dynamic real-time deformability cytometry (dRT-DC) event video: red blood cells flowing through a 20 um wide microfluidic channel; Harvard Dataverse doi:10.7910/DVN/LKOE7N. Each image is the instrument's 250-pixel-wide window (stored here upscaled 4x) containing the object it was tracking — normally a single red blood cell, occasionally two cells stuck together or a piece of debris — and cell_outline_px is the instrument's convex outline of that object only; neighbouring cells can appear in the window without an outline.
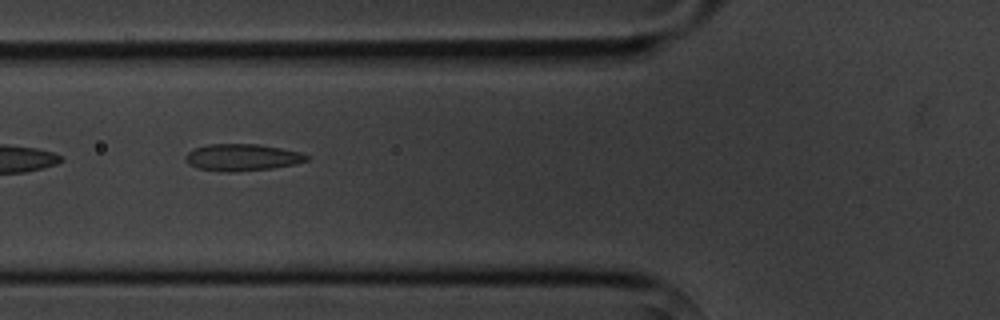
{"species": "common noctule bat (a hibernating species)", "species_latin": "Nyctalus noctula", "temperature_condition": "cold", "stored_images_in_passage": 7, "camera_frame_rate_fps": 3000, "um_per_image_px": 0.085, "animal": {"sex": "male", "body_mass_g": 20.1, "forearm_length_mm": 53.5}, "frame": {"image": 1, "passage_image": 6, "time_ms": 6.333, "image_size_px": [1000, 320], "cell_outline_px": [[308, 160], [292, 164], [272, 168], [232, 172], [220, 172], [196, 168], [188, 164], [184, 160], [184, 156], [188, 152], [196, 148], [208, 144], [260, 144], [300, 152], [308, 156]], "centroid_in_image_um": [20.51, 13.38], "position_along_channel_um": 105.3, "area_um2": 18.96}}